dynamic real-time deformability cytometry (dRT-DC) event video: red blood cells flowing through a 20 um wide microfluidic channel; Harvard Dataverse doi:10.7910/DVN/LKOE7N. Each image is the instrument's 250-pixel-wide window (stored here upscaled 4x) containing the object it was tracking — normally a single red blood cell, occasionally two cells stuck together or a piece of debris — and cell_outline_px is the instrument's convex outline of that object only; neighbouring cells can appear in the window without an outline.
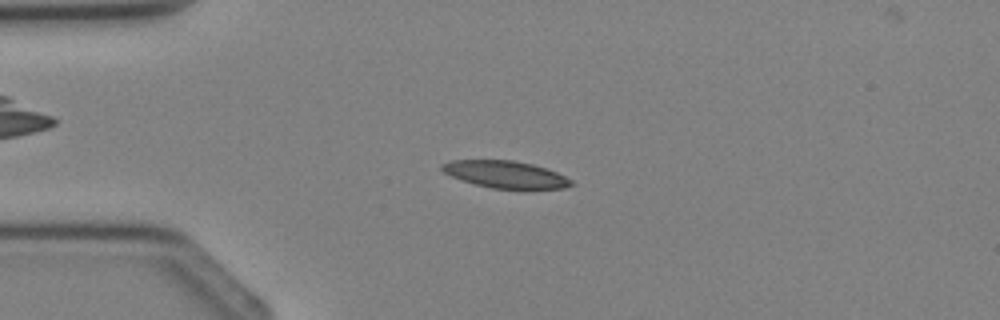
{"species": "Egyptian fruit bat (a non-hibernating species)", "species_latin": "Rousettus aegyptiacus", "temperature_condition": "cold", "stored_images_in_passage": 2, "camera_frame_rate_fps": 3000, "um_per_image_px": 0.085, "animal": {"sex": "female"}, "frame": {"image": 1, "passage_image": 2, "time_ms": 0.667, "image_size_px": [1000, 320], "cell_outline_px": [[576, 184], [564, 188], [524, 192], [492, 188], [476, 184], [452, 176], [444, 172], [440, 168], [440, 164], [452, 160], [512, 160], [532, 164], [548, 168], [572, 180]], "centroid_in_image_um": [43.07, 14.87], "position_along_channel_um": 41.9, "area_um2": 21.21}}